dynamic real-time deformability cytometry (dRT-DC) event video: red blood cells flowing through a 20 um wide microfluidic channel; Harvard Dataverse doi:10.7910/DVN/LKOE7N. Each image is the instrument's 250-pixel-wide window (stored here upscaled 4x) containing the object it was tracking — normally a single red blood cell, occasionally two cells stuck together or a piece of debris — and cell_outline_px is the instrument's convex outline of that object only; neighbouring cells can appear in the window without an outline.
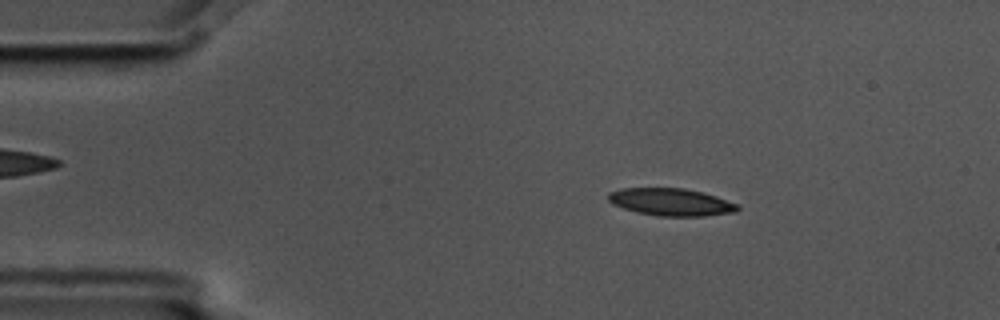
{"species": "common noctule bat (a hibernating species)", "species_latin": "Nyctalus noctula", "temperature_condition": "cold", "stored_images_in_passage": 5, "camera_frame_rate_fps": 3000, "um_per_image_px": 0.085, "animal": {"sex": "male", "body_mass_g": 17.5, "forearm_length_mm": 52.3}, "frame": {"image": 1, "passage_image": 2, "time_ms": 0.333, "image_size_px": [1000, 320], "cell_outline_px": [[740, 208], [736, 212], [704, 216], [656, 216], [636, 212], [612, 204], [608, 200], [608, 192], [620, 188], [684, 188], [716, 196], [740, 204]], "centroid_in_image_um": [57.04, 17.18], "position_along_channel_um": 28.0, "area_um2": 20.81}}
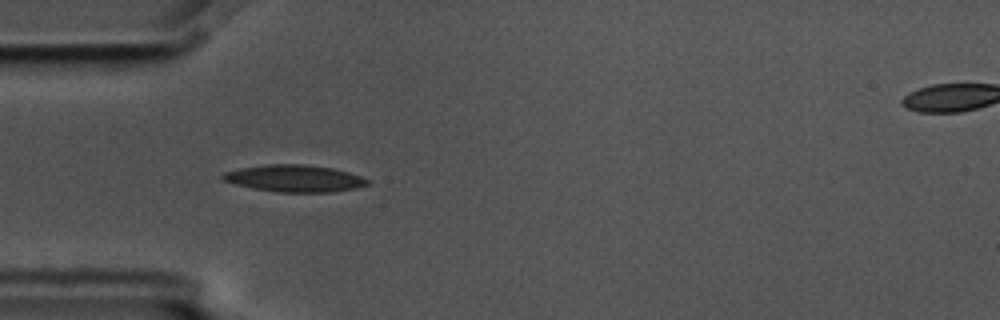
{"frame": {"image": 2, "passage_image": 4, "time_ms": 1.0, "image_size_px": [1000, 320], "cell_outline_px": [[368, 184], [356, 188], [332, 192], [276, 192], [252, 188], [236, 184], [224, 180], [220, 176], [224, 172], [240, 168], [268, 164], [304, 164], [332, 168], [348, 172], [360, 176], [368, 180]], "centroid_in_image_um": [25.02, 15.16], "position_along_channel_um": 60.0, "area_um2": 22.6}}